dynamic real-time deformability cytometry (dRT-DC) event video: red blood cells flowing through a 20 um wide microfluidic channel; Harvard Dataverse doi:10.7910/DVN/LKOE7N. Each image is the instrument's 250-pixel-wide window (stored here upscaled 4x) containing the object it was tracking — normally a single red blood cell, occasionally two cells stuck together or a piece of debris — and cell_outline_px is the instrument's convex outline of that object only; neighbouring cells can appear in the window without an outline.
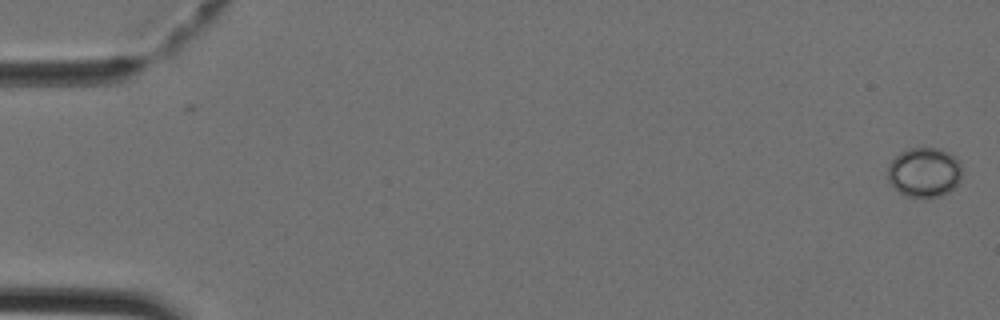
{"species": "Egyptian fruit bat (a non-hibernating species)", "species_latin": "Rousettus aegyptiacus", "temperature_condition": "cold", "stored_images_in_passage": 8, "camera_frame_rate_fps": 3000, "um_per_image_px": 0.085, "animal": {"sex": "female"}, "frame": {"image": 1, "passage_image": 1, "time_ms": 0.0, "image_size_px": [1000, 320], "cell_outline_px": [[960, 180], [948, 192], [940, 196], [908, 196], [892, 188], [888, 180], [888, 164], [900, 152], [908, 148], [936, 148], [948, 152], [960, 160]], "centroid_in_image_um": [78.54, 14.63], "position_along_channel_um": 6.5, "area_um2": 21.33}}